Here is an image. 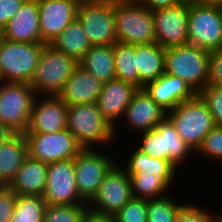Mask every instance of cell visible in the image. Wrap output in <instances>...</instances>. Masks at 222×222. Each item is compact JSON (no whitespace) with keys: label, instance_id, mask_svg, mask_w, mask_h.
<instances>
[{"label":"cell","instance_id":"obj_27","mask_svg":"<svg viewBox=\"0 0 222 222\" xmlns=\"http://www.w3.org/2000/svg\"><path fill=\"white\" fill-rule=\"evenodd\" d=\"M79 66L103 84L115 79L113 45L92 46L79 61Z\"/></svg>","mask_w":222,"mask_h":222},{"label":"cell","instance_id":"obj_17","mask_svg":"<svg viewBox=\"0 0 222 222\" xmlns=\"http://www.w3.org/2000/svg\"><path fill=\"white\" fill-rule=\"evenodd\" d=\"M68 105L58 95H36L25 133H55L66 129Z\"/></svg>","mask_w":222,"mask_h":222},{"label":"cell","instance_id":"obj_15","mask_svg":"<svg viewBox=\"0 0 222 222\" xmlns=\"http://www.w3.org/2000/svg\"><path fill=\"white\" fill-rule=\"evenodd\" d=\"M166 117L167 112L151 98L147 91L144 88L138 89L126 107L125 114L119 121L120 124L114 127L116 143L120 140L118 137H121V134L117 135L118 132L120 133L119 125L125 124L126 130H130L128 132L133 130L136 135L138 133L140 135L142 132L153 130Z\"/></svg>","mask_w":222,"mask_h":222},{"label":"cell","instance_id":"obj_32","mask_svg":"<svg viewBox=\"0 0 222 222\" xmlns=\"http://www.w3.org/2000/svg\"><path fill=\"white\" fill-rule=\"evenodd\" d=\"M129 180L134 198L149 200L170 193L159 183L154 174L135 172L129 174Z\"/></svg>","mask_w":222,"mask_h":222},{"label":"cell","instance_id":"obj_22","mask_svg":"<svg viewBox=\"0 0 222 222\" xmlns=\"http://www.w3.org/2000/svg\"><path fill=\"white\" fill-rule=\"evenodd\" d=\"M134 148L130 151L126 164H121V166L128 174H134L135 172L154 174L159 183L171 193L169 191L173 188L171 185L175 183V179H180L177 178V174L180 173L179 168L170 160L153 158L139 150L136 146Z\"/></svg>","mask_w":222,"mask_h":222},{"label":"cell","instance_id":"obj_39","mask_svg":"<svg viewBox=\"0 0 222 222\" xmlns=\"http://www.w3.org/2000/svg\"><path fill=\"white\" fill-rule=\"evenodd\" d=\"M207 85L222 86V49L210 51Z\"/></svg>","mask_w":222,"mask_h":222},{"label":"cell","instance_id":"obj_5","mask_svg":"<svg viewBox=\"0 0 222 222\" xmlns=\"http://www.w3.org/2000/svg\"><path fill=\"white\" fill-rule=\"evenodd\" d=\"M44 45L13 42L0 37V81L30 84Z\"/></svg>","mask_w":222,"mask_h":222},{"label":"cell","instance_id":"obj_8","mask_svg":"<svg viewBox=\"0 0 222 222\" xmlns=\"http://www.w3.org/2000/svg\"><path fill=\"white\" fill-rule=\"evenodd\" d=\"M117 42L137 45L155 43L152 11L143 3L114 1Z\"/></svg>","mask_w":222,"mask_h":222},{"label":"cell","instance_id":"obj_28","mask_svg":"<svg viewBox=\"0 0 222 222\" xmlns=\"http://www.w3.org/2000/svg\"><path fill=\"white\" fill-rule=\"evenodd\" d=\"M49 45L57 51L75 58L78 62L92 47L77 18H75L56 38H54Z\"/></svg>","mask_w":222,"mask_h":222},{"label":"cell","instance_id":"obj_38","mask_svg":"<svg viewBox=\"0 0 222 222\" xmlns=\"http://www.w3.org/2000/svg\"><path fill=\"white\" fill-rule=\"evenodd\" d=\"M16 196L9 186L0 185V222H9L13 215Z\"/></svg>","mask_w":222,"mask_h":222},{"label":"cell","instance_id":"obj_23","mask_svg":"<svg viewBox=\"0 0 222 222\" xmlns=\"http://www.w3.org/2000/svg\"><path fill=\"white\" fill-rule=\"evenodd\" d=\"M103 83L78 66L65 82L59 97L69 106L96 103Z\"/></svg>","mask_w":222,"mask_h":222},{"label":"cell","instance_id":"obj_1","mask_svg":"<svg viewBox=\"0 0 222 222\" xmlns=\"http://www.w3.org/2000/svg\"><path fill=\"white\" fill-rule=\"evenodd\" d=\"M66 129L83 148H110L116 141L113 125L96 103L69 105Z\"/></svg>","mask_w":222,"mask_h":222},{"label":"cell","instance_id":"obj_11","mask_svg":"<svg viewBox=\"0 0 222 222\" xmlns=\"http://www.w3.org/2000/svg\"><path fill=\"white\" fill-rule=\"evenodd\" d=\"M76 18L91 46L114 45L117 42L114 1L79 2Z\"/></svg>","mask_w":222,"mask_h":222},{"label":"cell","instance_id":"obj_48","mask_svg":"<svg viewBox=\"0 0 222 222\" xmlns=\"http://www.w3.org/2000/svg\"><path fill=\"white\" fill-rule=\"evenodd\" d=\"M218 222H222V215H221V217L219 218Z\"/></svg>","mask_w":222,"mask_h":222},{"label":"cell","instance_id":"obj_24","mask_svg":"<svg viewBox=\"0 0 222 222\" xmlns=\"http://www.w3.org/2000/svg\"><path fill=\"white\" fill-rule=\"evenodd\" d=\"M48 164L27 156L9 187L16 195L43 196Z\"/></svg>","mask_w":222,"mask_h":222},{"label":"cell","instance_id":"obj_19","mask_svg":"<svg viewBox=\"0 0 222 222\" xmlns=\"http://www.w3.org/2000/svg\"><path fill=\"white\" fill-rule=\"evenodd\" d=\"M1 37L13 42L44 43L40 32L37 0H25L1 30Z\"/></svg>","mask_w":222,"mask_h":222},{"label":"cell","instance_id":"obj_6","mask_svg":"<svg viewBox=\"0 0 222 222\" xmlns=\"http://www.w3.org/2000/svg\"><path fill=\"white\" fill-rule=\"evenodd\" d=\"M79 62L66 54L45 44L30 86L36 95H59Z\"/></svg>","mask_w":222,"mask_h":222},{"label":"cell","instance_id":"obj_4","mask_svg":"<svg viewBox=\"0 0 222 222\" xmlns=\"http://www.w3.org/2000/svg\"><path fill=\"white\" fill-rule=\"evenodd\" d=\"M134 142L136 147L153 158L167 159L176 165L181 171L186 166L190 157L195 152L179 136L176 128L166 117L153 130L142 132ZM188 159V160H187Z\"/></svg>","mask_w":222,"mask_h":222},{"label":"cell","instance_id":"obj_35","mask_svg":"<svg viewBox=\"0 0 222 222\" xmlns=\"http://www.w3.org/2000/svg\"><path fill=\"white\" fill-rule=\"evenodd\" d=\"M202 206V207H201ZM195 204V202L185 204L180 210L176 217L175 222H218L222 215L220 212H215L206 209V206Z\"/></svg>","mask_w":222,"mask_h":222},{"label":"cell","instance_id":"obj_40","mask_svg":"<svg viewBox=\"0 0 222 222\" xmlns=\"http://www.w3.org/2000/svg\"><path fill=\"white\" fill-rule=\"evenodd\" d=\"M25 0H0V31L16 14Z\"/></svg>","mask_w":222,"mask_h":222},{"label":"cell","instance_id":"obj_46","mask_svg":"<svg viewBox=\"0 0 222 222\" xmlns=\"http://www.w3.org/2000/svg\"><path fill=\"white\" fill-rule=\"evenodd\" d=\"M79 2H107V1H115V0H78Z\"/></svg>","mask_w":222,"mask_h":222},{"label":"cell","instance_id":"obj_20","mask_svg":"<svg viewBox=\"0 0 222 222\" xmlns=\"http://www.w3.org/2000/svg\"><path fill=\"white\" fill-rule=\"evenodd\" d=\"M137 90L136 86L116 78L103 84L96 105L113 127L119 124Z\"/></svg>","mask_w":222,"mask_h":222},{"label":"cell","instance_id":"obj_26","mask_svg":"<svg viewBox=\"0 0 222 222\" xmlns=\"http://www.w3.org/2000/svg\"><path fill=\"white\" fill-rule=\"evenodd\" d=\"M135 57L139 89L164 74L165 48L156 42L135 45Z\"/></svg>","mask_w":222,"mask_h":222},{"label":"cell","instance_id":"obj_36","mask_svg":"<svg viewBox=\"0 0 222 222\" xmlns=\"http://www.w3.org/2000/svg\"><path fill=\"white\" fill-rule=\"evenodd\" d=\"M147 199L132 198L115 216V222H147Z\"/></svg>","mask_w":222,"mask_h":222},{"label":"cell","instance_id":"obj_2","mask_svg":"<svg viewBox=\"0 0 222 222\" xmlns=\"http://www.w3.org/2000/svg\"><path fill=\"white\" fill-rule=\"evenodd\" d=\"M210 52L193 44L165 49L164 73L182 78L199 94L208 84Z\"/></svg>","mask_w":222,"mask_h":222},{"label":"cell","instance_id":"obj_45","mask_svg":"<svg viewBox=\"0 0 222 222\" xmlns=\"http://www.w3.org/2000/svg\"><path fill=\"white\" fill-rule=\"evenodd\" d=\"M179 4L194 5L199 4V0H177Z\"/></svg>","mask_w":222,"mask_h":222},{"label":"cell","instance_id":"obj_30","mask_svg":"<svg viewBox=\"0 0 222 222\" xmlns=\"http://www.w3.org/2000/svg\"><path fill=\"white\" fill-rule=\"evenodd\" d=\"M173 195L174 193H170L161 198L147 200V222H175L186 201L183 203Z\"/></svg>","mask_w":222,"mask_h":222},{"label":"cell","instance_id":"obj_12","mask_svg":"<svg viewBox=\"0 0 222 222\" xmlns=\"http://www.w3.org/2000/svg\"><path fill=\"white\" fill-rule=\"evenodd\" d=\"M28 156L43 163L74 159L83 147L69 130L55 133H24Z\"/></svg>","mask_w":222,"mask_h":222},{"label":"cell","instance_id":"obj_44","mask_svg":"<svg viewBox=\"0 0 222 222\" xmlns=\"http://www.w3.org/2000/svg\"><path fill=\"white\" fill-rule=\"evenodd\" d=\"M199 4L220 5L222 6V0H199Z\"/></svg>","mask_w":222,"mask_h":222},{"label":"cell","instance_id":"obj_41","mask_svg":"<svg viewBox=\"0 0 222 222\" xmlns=\"http://www.w3.org/2000/svg\"><path fill=\"white\" fill-rule=\"evenodd\" d=\"M81 222H115L114 216L87 209Z\"/></svg>","mask_w":222,"mask_h":222},{"label":"cell","instance_id":"obj_18","mask_svg":"<svg viewBox=\"0 0 222 222\" xmlns=\"http://www.w3.org/2000/svg\"><path fill=\"white\" fill-rule=\"evenodd\" d=\"M42 41L50 44L75 18L78 0H37Z\"/></svg>","mask_w":222,"mask_h":222},{"label":"cell","instance_id":"obj_37","mask_svg":"<svg viewBox=\"0 0 222 222\" xmlns=\"http://www.w3.org/2000/svg\"><path fill=\"white\" fill-rule=\"evenodd\" d=\"M199 95L207 104L216 125H222V86L207 85Z\"/></svg>","mask_w":222,"mask_h":222},{"label":"cell","instance_id":"obj_16","mask_svg":"<svg viewBox=\"0 0 222 222\" xmlns=\"http://www.w3.org/2000/svg\"><path fill=\"white\" fill-rule=\"evenodd\" d=\"M156 43L163 48L189 43V5L179 4L152 11Z\"/></svg>","mask_w":222,"mask_h":222},{"label":"cell","instance_id":"obj_29","mask_svg":"<svg viewBox=\"0 0 222 222\" xmlns=\"http://www.w3.org/2000/svg\"><path fill=\"white\" fill-rule=\"evenodd\" d=\"M115 78L130 83L139 89L136 68L135 45L116 42L113 45Z\"/></svg>","mask_w":222,"mask_h":222},{"label":"cell","instance_id":"obj_3","mask_svg":"<svg viewBox=\"0 0 222 222\" xmlns=\"http://www.w3.org/2000/svg\"><path fill=\"white\" fill-rule=\"evenodd\" d=\"M167 118L180 138L195 152L205 136L216 126L207 104L199 94L167 112Z\"/></svg>","mask_w":222,"mask_h":222},{"label":"cell","instance_id":"obj_33","mask_svg":"<svg viewBox=\"0 0 222 222\" xmlns=\"http://www.w3.org/2000/svg\"><path fill=\"white\" fill-rule=\"evenodd\" d=\"M88 204L47 205L42 222H81Z\"/></svg>","mask_w":222,"mask_h":222},{"label":"cell","instance_id":"obj_34","mask_svg":"<svg viewBox=\"0 0 222 222\" xmlns=\"http://www.w3.org/2000/svg\"><path fill=\"white\" fill-rule=\"evenodd\" d=\"M195 155L199 156L198 158L201 156L203 160L206 158V160L222 165V125H216L205 136L201 145L195 151Z\"/></svg>","mask_w":222,"mask_h":222},{"label":"cell","instance_id":"obj_47","mask_svg":"<svg viewBox=\"0 0 222 222\" xmlns=\"http://www.w3.org/2000/svg\"><path fill=\"white\" fill-rule=\"evenodd\" d=\"M117 2H135V3H143L144 0H115Z\"/></svg>","mask_w":222,"mask_h":222},{"label":"cell","instance_id":"obj_7","mask_svg":"<svg viewBox=\"0 0 222 222\" xmlns=\"http://www.w3.org/2000/svg\"><path fill=\"white\" fill-rule=\"evenodd\" d=\"M35 96L34 89L28 83L0 81V128L24 134Z\"/></svg>","mask_w":222,"mask_h":222},{"label":"cell","instance_id":"obj_42","mask_svg":"<svg viewBox=\"0 0 222 222\" xmlns=\"http://www.w3.org/2000/svg\"><path fill=\"white\" fill-rule=\"evenodd\" d=\"M143 4L151 11L179 5L177 0H144Z\"/></svg>","mask_w":222,"mask_h":222},{"label":"cell","instance_id":"obj_31","mask_svg":"<svg viewBox=\"0 0 222 222\" xmlns=\"http://www.w3.org/2000/svg\"><path fill=\"white\" fill-rule=\"evenodd\" d=\"M46 206L42 196L17 195L9 222H42Z\"/></svg>","mask_w":222,"mask_h":222},{"label":"cell","instance_id":"obj_14","mask_svg":"<svg viewBox=\"0 0 222 222\" xmlns=\"http://www.w3.org/2000/svg\"><path fill=\"white\" fill-rule=\"evenodd\" d=\"M42 197L47 205L87 204L78 192L74 159L48 164L47 184Z\"/></svg>","mask_w":222,"mask_h":222},{"label":"cell","instance_id":"obj_13","mask_svg":"<svg viewBox=\"0 0 222 222\" xmlns=\"http://www.w3.org/2000/svg\"><path fill=\"white\" fill-rule=\"evenodd\" d=\"M133 198L129 174L118 164L110 169L88 208L101 214L115 216Z\"/></svg>","mask_w":222,"mask_h":222},{"label":"cell","instance_id":"obj_10","mask_svg":"<svg viewBox=\"0 0 222 222\" xmlns=\"http://www.w3.org/2000/svg\"><path fill=\"white\" fill-rule=\"evenodd\" d=\"M188 40L209 52L222 49V6L189 5Z\"/></svg>","mask_w":222,"mask_h":222},{"label":"cell","instance_id":"obj_9","mask_svg":"<svg viewBox=\"0 0 222 222\" xmlns=\"http://www.w3.org/2000/svg\"><path fill=\"white\" fill-rule=\"evenodd\" d=\"M106 153V148H83L74 158L78 192L87 204L96 195L103 178L117 163L113 155Z\"/></svg>","mask_w":222,"mask_h":222},{"label":"cell","instance_id":"obj_25","mask_svg":"<svg viewBox=\"0 0 222 222\" xmlns=\"http://www.w3.org/2000/svg\"><path fill=\"white\" fill-rule=\"evenodd\" d=\"M27 156L25 135L12 133L0 149V185H10Z\"/></svg>","mask_w":222,"mask_h":222},{"label":"cell","instance_id":"obj_21","mask_svg":"<svg viewBox=\"0 0 222 222\" xmlns=\"http://www.w3.org/2000/svg\"><path fill=\"white\" fill-rule=\"evenodd\" d=\"M144 89L166 112L173 110L181 102L196 95L182 78L167 73L147 83Z\"/></svg>","mask_w":222,"mask_h":222},{"label":"cell","instance_id":"obj_43","mask_svg":"<svg viewBox=\"0 0 222 222\" xmlns=\"http://www.w3.org/2000/svg\"><path fill=\"white\" fill-rule=\"evenodd\" d=\"M12 134V132L0 128V149L3 142Z\"/></svg>","mask_w":222,"mask_h":222}]
</instances>
